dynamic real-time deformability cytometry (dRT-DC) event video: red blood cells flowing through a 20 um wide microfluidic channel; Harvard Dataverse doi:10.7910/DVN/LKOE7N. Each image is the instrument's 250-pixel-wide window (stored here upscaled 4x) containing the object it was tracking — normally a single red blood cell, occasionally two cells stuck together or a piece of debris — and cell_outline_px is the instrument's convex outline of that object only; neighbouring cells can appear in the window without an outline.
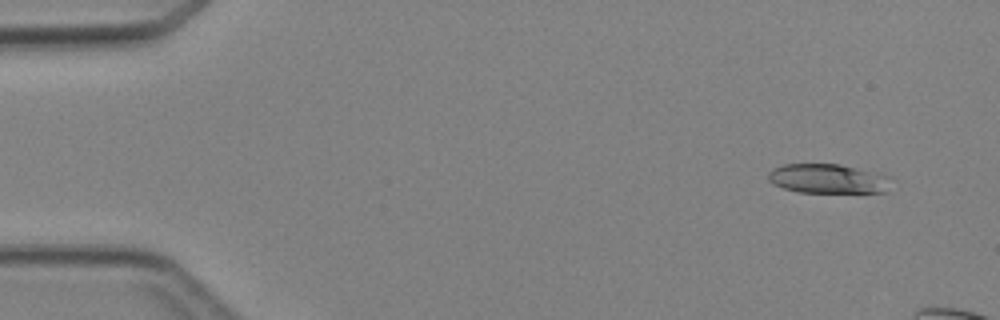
{"species": "Egyptian fruit bat (a non-hibernating species)", "species_latin": "Rousettus aegyptiacus", "temperature_condition": "cold", "stored_images_in_passage": 4, "camera_frame_rate_fps": 3000, "um_per_image_px": 0.085, "animal": {"sex": "female"}, "frame": {"image": 1, "passage_image": 1, "time_ms": 0.0, "image_size_px": [1000, 320], "cell_outline_px": [[892, 176], [888, 192], [800, 192], [784, 188], [768, 180], [768, 172], [772, 168], [784, 164], [840, 164], [880, 172]], "centroid_in_image_um": [70.45, 15.17], "position_along_channel_um": 14.5, "area_um2": 21.33}}